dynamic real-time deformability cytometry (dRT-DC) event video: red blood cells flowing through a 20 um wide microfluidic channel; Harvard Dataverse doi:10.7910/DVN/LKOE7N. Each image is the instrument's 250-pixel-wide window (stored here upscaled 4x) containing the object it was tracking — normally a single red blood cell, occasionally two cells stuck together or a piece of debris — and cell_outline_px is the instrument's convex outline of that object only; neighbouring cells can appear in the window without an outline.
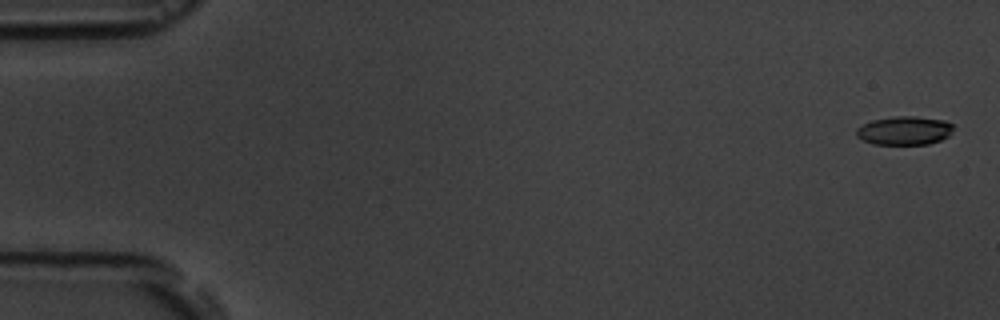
{"species": "common noctule bat (a hibernating species)", "species_latin": "Nyctalus noctula", "temperature_condition": "room temperature", "stored_images_in_passage": 7, "camera_frame_rate_fps": 3000, "um_per_image_px": 0.085, "animal": {"sex": "male", "body_mass_g": 19.5, "forearm_length_mm": 54.6}, "frame": {"image": 1, "passage_image": 1, "time_ms": 0.0, "image_size_px": [1000, 320], "cell_outline_px": [[952, 128], [948, 136], [940, 140], [928, 144], [872, 144], [856, 136], [856, 128], [872, 120], [896, 116], [916, 116], [944, 120], [952, 124]], "centroid_in_image_um": [76.86, 11.09], "position_along_channel_um": 8.1, "area_um2": 16.07}}
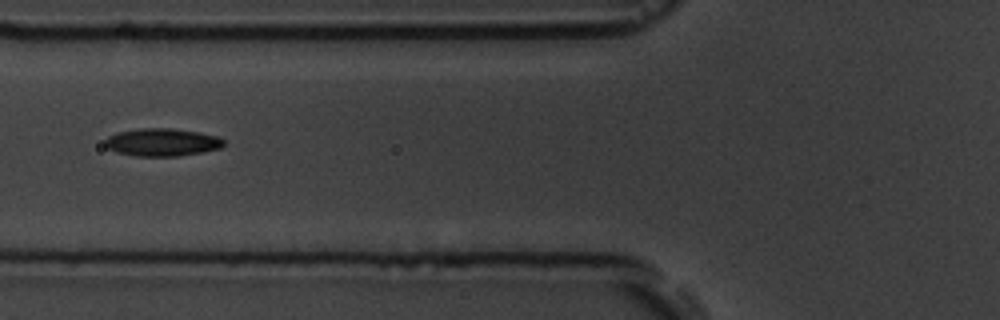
{"frame": {"image": 2, "passage_image": 7, "time_ms": 6.667, "image_size_px": [1000, 320], "cell_outline_px": [[224, 144], [220, 148], [204, 152], [180, 156], [136, 156], [116, 152], [108, 148], [104, 144], [104, 140], [108, 136], [120, 132], [140, 128], [172, 128], [196, 132], [216, 136], [224, 140]], "centroid_in_image_um": [13.77, 12.1], "position_along_channel_um": 112.0, "area_um2": 19.13}}